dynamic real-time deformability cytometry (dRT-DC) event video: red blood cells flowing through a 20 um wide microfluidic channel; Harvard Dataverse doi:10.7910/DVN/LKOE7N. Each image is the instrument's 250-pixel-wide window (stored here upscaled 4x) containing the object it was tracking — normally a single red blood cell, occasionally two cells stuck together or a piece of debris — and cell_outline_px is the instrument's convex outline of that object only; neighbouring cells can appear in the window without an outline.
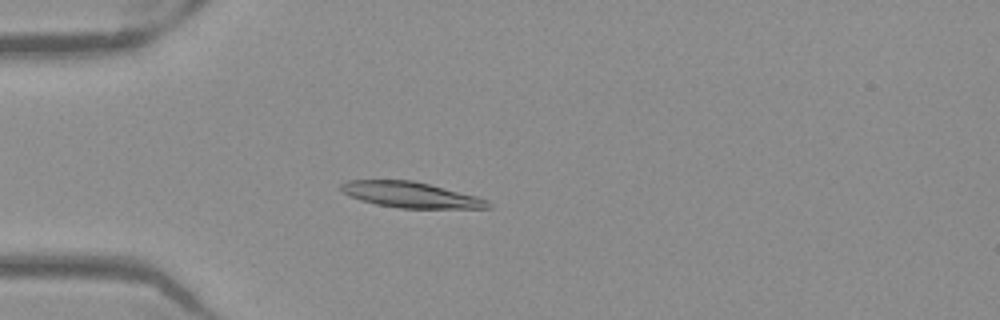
{"species": "Egyptian fruit bat (a non-hibernating species)", "species_latin": "Rousettus aegyptiacus", "temperature_condition": "warm", "stored_images_in_passage": 45, "camera_frame_rate_fps": 3000, "um_per_image_px": 0.085, "frame": {"image": 1, "passage_image": 8, "time_ms": 2.333, "image_size_px": [1000, 320], "cell_outline_px": [[492, 208], [400, 208], [376, 204], [360, 200], [348, 196], [340, 188], [340, 184], [348, 180], [412, 180], [476, 196], [488, 200], [492, 204]], "centroid_in_image_um": [34.9, 16.56], "position_along_channel_um": 50.1, "area_um2": 21.91}}
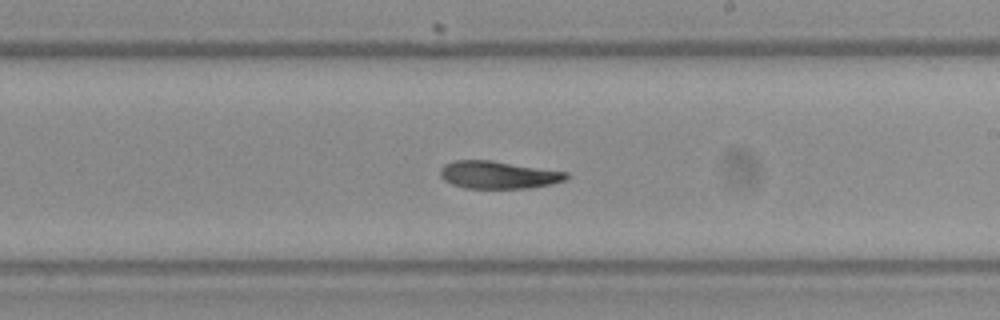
{"frame": {"image": 2, "passage_image": 24, "time_ms": 7.667, "image_size_px": [1000, 320], "cell_outline_px": [[568, 176], [564, 180], [552, 184], [528, 188], [464, 188], [452, 184], [444, 180], [440, 176], [440, 168], [444, 164], [456, 160], [492, 160], [568, 172]], "centroid_in_image_um": [42.33, 14.86], "position_along_channel_um": 246.7, "area_um2": 20.29}}
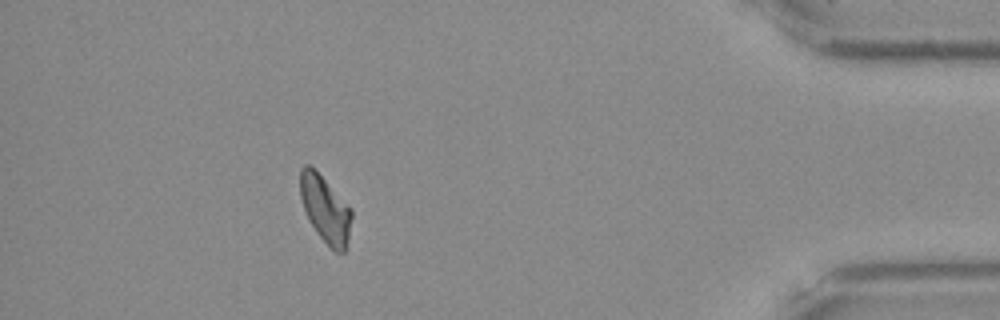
{"frame": {"image": 3, "passage_image": 40, "time_ms": 13.0, "image_size_px": [1000, 320], "cell_outline_px": [[352, 216], [348, 236], [344, 252], [336, 252], [316, 232], [304, 208], [300, 196], [300, 168], [304, 164], [308, 164], [352, 208]], "centroid_in_image_um": [27.65, 17.76], "position_along_channel_um": 407.6, "area_um2": 19.36}, "authors_computed_cell_mechanics": {"area_um2": 20.9236, "velocity_mm_per_s": 3.9487, "shape_relaxation_time_tau1_ms": 6.0094, "shape_relaxation_time_tau2_ms": null, "deformation_change_tau1": 0.1857, "deformation_change_tau2": null}}